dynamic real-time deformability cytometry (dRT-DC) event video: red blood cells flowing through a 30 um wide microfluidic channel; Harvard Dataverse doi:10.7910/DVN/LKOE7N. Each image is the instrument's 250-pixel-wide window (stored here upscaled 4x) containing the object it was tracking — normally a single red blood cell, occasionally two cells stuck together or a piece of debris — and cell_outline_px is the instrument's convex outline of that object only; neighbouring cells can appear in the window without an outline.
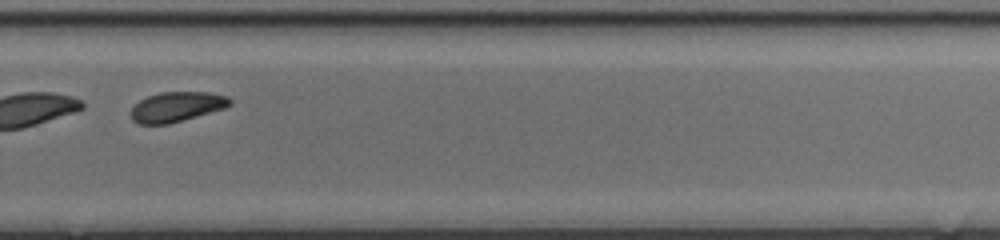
{"species": "common noctule bat (a hibernating species)", "species_latin": "Nyctalus noctula", "temperature_condition": "cold", "stored_images_in_passage": 42, "segment_of_instrument_passage": [2, 2], "camera_frame_rate_fps": 3000, "um_per_image_px": 0.085, "animal": {"sex": "female", "body_mass_g": 17.0, "forearm_length_mm": 48.0}, "frame": {"image": 1, "passage_image": 27, "time_ms": 8.667, "image_size_px": [1000, 240], "cell_outline_px": [[232, 104], [224, 108], [168, 124], [136, 124], [132, 120], [128, 112], [140, 100], [148, 96], [160, 92], [208, 92], [228, 96], [232, 100]], "centroid_in_image_um": [14.99, 9.07], "position_along_channel_um": 314.8, "area_um2": 17.28}}
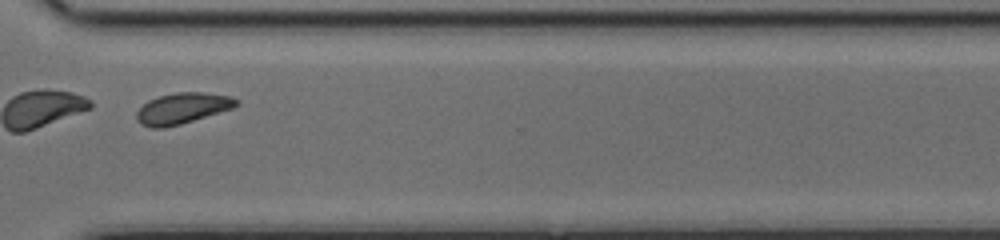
{"frame": {"image": 2, "passage_image": 30, "time_ms": 9.667, "image_size_px": [1000, 240], "cell_outline_px": [[240, 104], [232, 108], [180, 124], [164, 128], [152, 128], [140, 124], [136, 120], [136, 112], [148, 100], [160, 96], [176, 92], [204, 92], [232, 96], [240, 100]], "centroid_in_image_um": [15.51, 9.2], "position_along_channel_um": 355.1, "area_um2": 17.98}}